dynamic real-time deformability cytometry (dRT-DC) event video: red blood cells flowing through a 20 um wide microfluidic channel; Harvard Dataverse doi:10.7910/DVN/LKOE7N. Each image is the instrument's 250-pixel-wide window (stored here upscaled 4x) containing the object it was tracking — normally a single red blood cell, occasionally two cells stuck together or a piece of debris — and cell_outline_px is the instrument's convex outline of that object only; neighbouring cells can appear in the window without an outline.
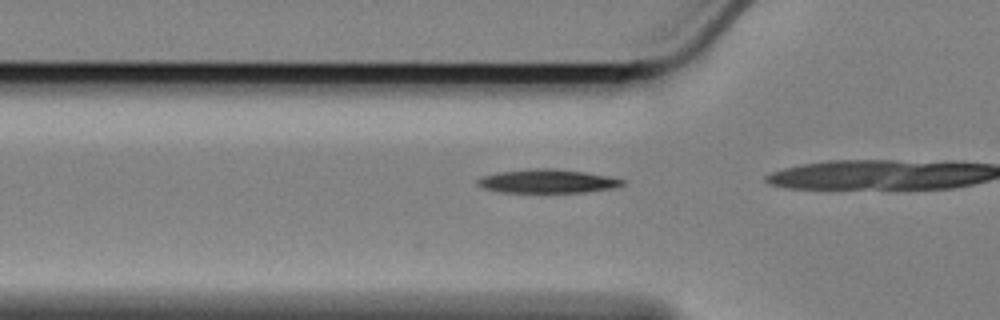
{"species": "Egyptian fruit bat (a non-hibernating species)", "species_latin": "Rousettus aegyptiacus", "temperature_condition": "cold", "stored_images_in_passage": 4, "camera_frame_rate_fps": 3000, "um_per_image_px": 0.085, "animal": {"sex": "female"}, "frame": {"image": 1, "passage_image": 2, "time_ms": 0.333, "image_size_px": [1000, 320], "cell_outline_px": [[624, 184], [612, 188], [584, 192], [504, 192], [484, 188], [476, 184], [476, 180], [484, 176], [500, 172], [536, 168], [552, 168], [584, 172], [608, 176], [624, 180]], "centroid_in_image_um": [46.53, 15.4], "position_along_channel_um": 79.3, "area_um2": 19.65}}